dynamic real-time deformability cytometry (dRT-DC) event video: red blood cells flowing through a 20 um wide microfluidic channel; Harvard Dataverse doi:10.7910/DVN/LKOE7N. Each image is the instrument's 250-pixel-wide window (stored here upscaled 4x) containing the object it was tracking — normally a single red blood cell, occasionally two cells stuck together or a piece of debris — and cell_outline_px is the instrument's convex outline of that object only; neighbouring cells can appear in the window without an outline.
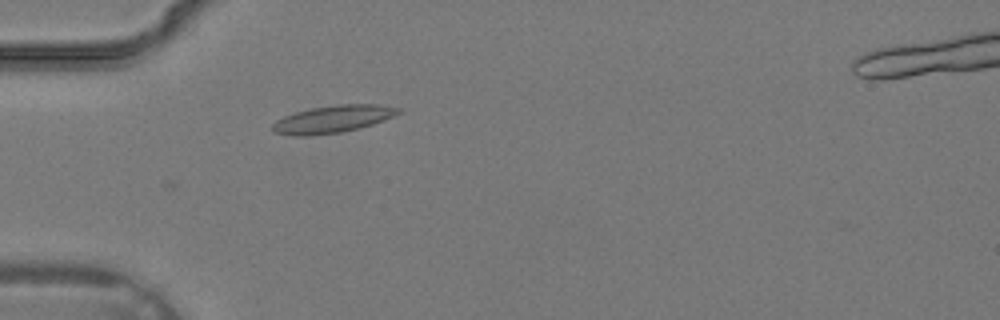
{"species": "common noctule bat (a hibernating species)", "species_latin": "Nyctalus noctula", "temperature_condition": "warm", "stored_images_in_passage": 26, "camera_frame_rate_fps": 3000, "um_per_image_px": 0.085, "animal": {"sex": "male", "body_mass_g": 19.2, "forearm_length_mm": 51.8}, "frame": {"image": 1, "passage_image": 1, "time_ms": 0.0, "image_size_px": [1000, 320], "cell_outline_px": [[404, 112], [384, 120], [360, 128], [340, 132], [308, 136], [292, 136], [272, 132], [268, 128], [276, 120], [284, 116], [296, 112], [312, 108], [340, 104], [380, 104], [400, 108]], "centroid_in_image_um": [28.27, 10.13], "position_along_channel_um": 56.7, "area_um2": 20.29}}
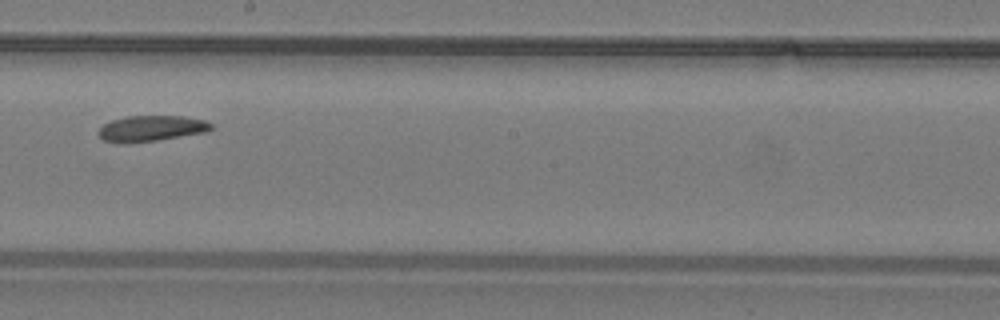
{"frame": {"image": 2, "passage_image": 11, "time_ms": 3.333, "image_size_px": [1000, 320], "cell_outline_px": [[212, 128], [204, 132], [160, 140], [128, 144], [116, 144], [104, 140], [96, 132], [104, 124], [112, 120], [128, 116], [184, 116], [204, 120], [212, 124]], "centroid_in_image_um": [12.8, 10.93], "position_along_channel_um": 235.4, "area_um2": 17.11}}
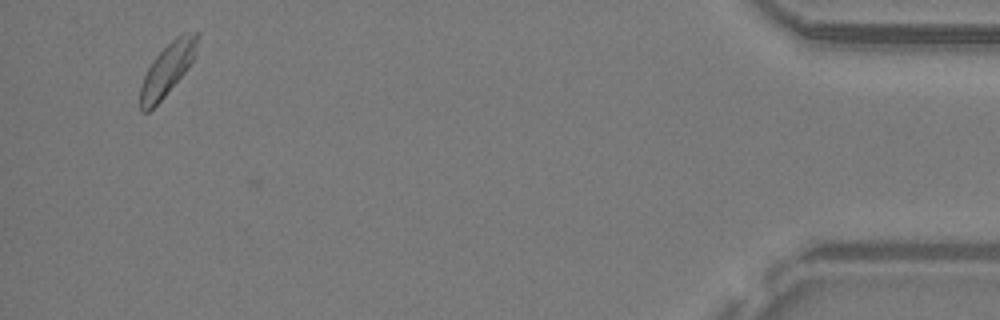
{"frame": {"image": 3, "passage_image": 25, "time_ms": 8.0, "image_size_px": [1000, 320], "cell_outline_px": [[200, 32], [192, 60], [188, 68], [164, 96], [148, 112], [140, 112], [140, 88], [144, 76], [152, 60], [176, 36], [196, 32]], "centroid_in_image_um": [14.2, 5.91], "position_along_channel_um": 421.0, "area_um2": 16.76}}